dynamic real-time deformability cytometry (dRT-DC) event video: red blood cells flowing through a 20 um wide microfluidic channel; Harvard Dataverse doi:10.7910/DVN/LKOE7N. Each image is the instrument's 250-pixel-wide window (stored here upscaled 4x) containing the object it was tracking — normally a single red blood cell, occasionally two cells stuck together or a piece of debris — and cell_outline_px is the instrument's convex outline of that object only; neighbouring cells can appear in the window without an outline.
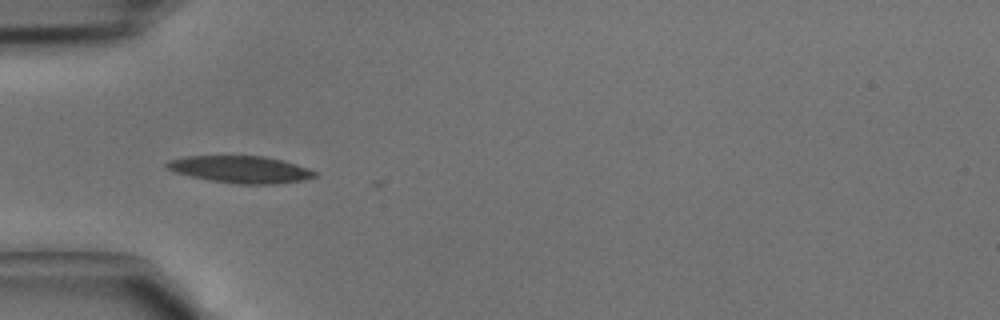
{"species": "common noctule bat (a hibernating species)", "species_latin": "Nyctalus noctula", "temperature_condition": "cold", "stored_images_in_passage": 4, "camera_frame_rate_fps": 3000, "um_per_image_px": 0.085, "animal": {"sex": "male", "body_mass_g": 15.6}, "frame": {"image": 1, "passage_image": 4, "time_ms": 1.0, "image_size_px": [1000, 320], "cell_outline_px": [[316, 176], [300, 180], [276, 184], [236, 184], [212, 180], [192, 176], [176, 172], [168, 168], [164, 164], [168, 160], [188, 156], [264, 156], [284, 160], [308, 168], [316, 172]], "centroid_in_image_um": [20.46, 14.39], "position_along_channel_um": 64.5, "area_um2": 23.06}}